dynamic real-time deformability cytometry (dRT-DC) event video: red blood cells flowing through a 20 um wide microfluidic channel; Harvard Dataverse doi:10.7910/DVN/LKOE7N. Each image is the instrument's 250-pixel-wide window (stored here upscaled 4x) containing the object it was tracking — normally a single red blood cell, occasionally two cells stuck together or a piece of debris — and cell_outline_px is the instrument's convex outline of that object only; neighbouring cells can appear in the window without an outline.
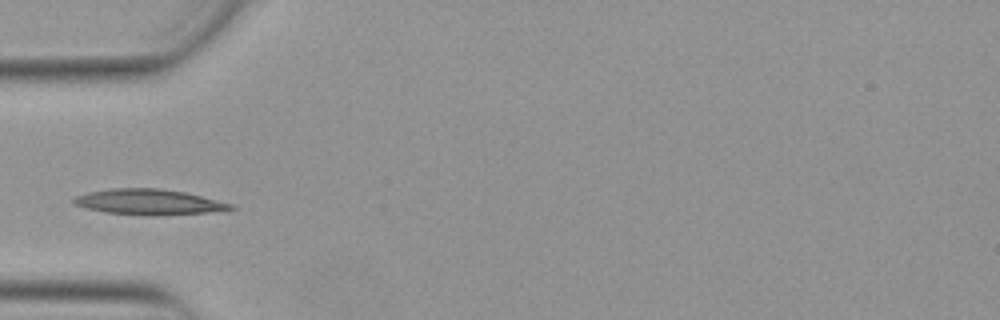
{"species": "Egyptian fruit bat (a non-hibernating species)", "species_latin": "Rousettus aegyptiacus", "temperature_condition": "warm", "stored_images_in_passage": 36, "camera_frame_rate_fps": 3000, "um_per_image_px": 0.085, "animal": {"sex": "female"}, "frame": {"image": 1, "passage_image": 1, "time_ms": 0.0, "image_size_px": [1000, 320], "cell_outline_px": [[236, 208], [228, 212], [156, 216], [148, 216], [104, 212], [88, 208], [76, 204], [72, 200], [76, 196], [88, 192], [112, 188], [160, 188], [184, 192], [232, 204]], "centroid_in_image_um": [12.76, 17.19], "position_along_channel_um": 72.2, "area_um2": 23.7}}
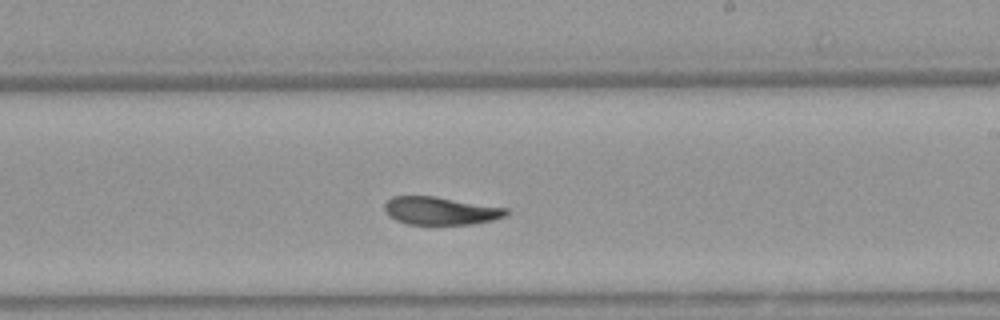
{"frame": {"image": 2, "passage_image": 15, "time_ms": 4.667, "image_size_px": [1000, 320], "cell_outline_px": [[508, 212], [504, 216], [492, 220], [468, 224], [408, 224], [396, 220], [388, 216], [384, 208], [384, 204], [392, 196], [436, 196], [508, 208]], "centroid_in_image_um": [37.41, 17.9], "position_along_channel_um": 251.6, "area_um2": 19.71}}
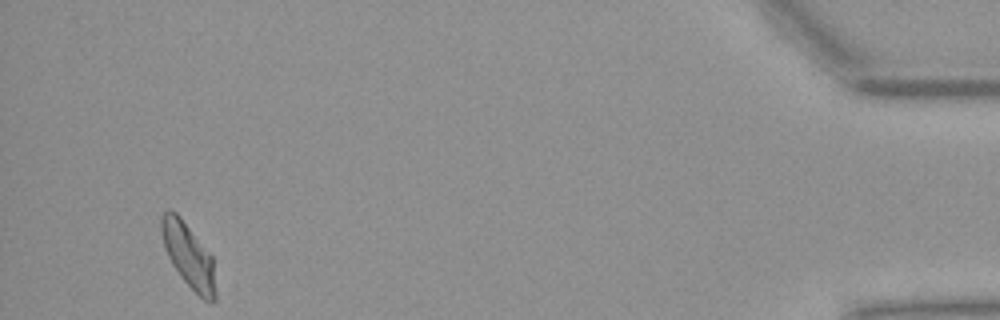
{"frame": {"image": 3, "passage_image": 34, "time_ms": 11.0, "image_size_px": [1000, 320], "cell_outline_px": [[216, 300], [212, 304], [208, 304], [180, 276], [172, 264], [164, 248], [160, 232], [160, 216], [168, 208], [176, 212], [180, 216], [212, 256], [216, 292]], "centroid_in_image_um": [16.0, 21.71], "position_along_channel_um": 419.2, "area_um2": 20.46}}